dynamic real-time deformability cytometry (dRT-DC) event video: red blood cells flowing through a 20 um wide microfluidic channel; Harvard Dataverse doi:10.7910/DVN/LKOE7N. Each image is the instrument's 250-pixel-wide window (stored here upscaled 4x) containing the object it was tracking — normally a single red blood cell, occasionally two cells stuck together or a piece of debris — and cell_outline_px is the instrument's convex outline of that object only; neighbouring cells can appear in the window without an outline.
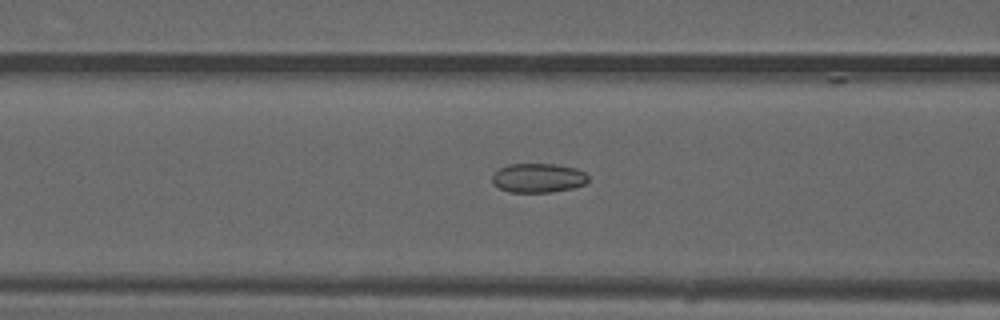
{"species": "common noctule bat (a hibernating species)", "species_latin": "Nyctalus noctula", "temperature_condition": "warm", "stored_images_in_passage": 50, "camera_frame_rate_fps": 3000, "um_per_image_px": 0.085, "animal": {"sex": "male", "forearm_length_mm": 52.5}, "frame": {"image": 1, "passage_image": 20, "time_ms": 6.333, "image_size_px": [1000, 320], "cell_outline_px": [[588, 180], [584, 184], [572, 188], [552, 192], [508, 192], [500, 188], [492, 180], [492, 176], [500, 168], [508, 164], [556, 164], [576, 168], [584, 172], [588, 176]], "centroid_in_image_um": [45.76, 15.12], "position_along_channel_um": 120.8, "area_um2": 16.24}}
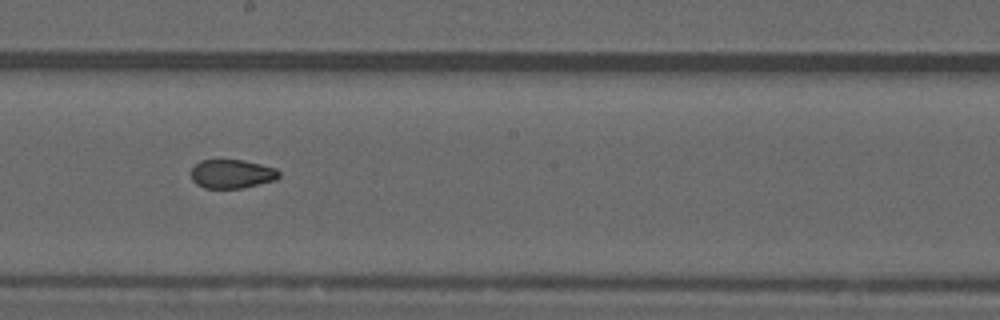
{"frame": {"image": 2, "passage_image": 28, "time_ms": 9.0, "image_size_px": [1000, 320], "cell_outline_px": [[280, 176], [276, 180], [240, 188], [204, 188], [196, 184], [192, 180], [192, 168], [200, 160], [244, 160], [276, 168], [280, 172]], "centroid_in_image_um": [19.72, 14.78], "position_along_channel_um": 228.5, "area_um2": 14.74}}
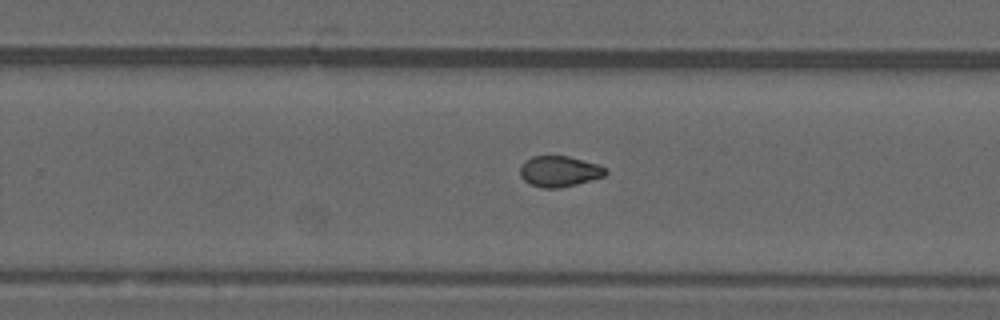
{"frame": {"image": 3, "passage_image": 32, "time_ms": 10.333, "image_size_px": [1000, 320], "cell_outline_px": [[608, 172], [604, 176], [576, 184], [560, 188], [544, 188], [532, 184], [524, 180], [520, 176], [520, 168], [524, 160], [532, 156], [568, 156], [596, 164], [608, 168]], "centroid_in_image_um": [47.54, 14.56], "position_along_channel_um": 282.3, "area_um2": 15.26}, "authors_computed_cell_mechanics": {"area_um2": 15.9817, "velocity_mm_per_s": 4.0378, "shape_relaxation_time_tau1_ms": null, "shape_relaxation_time_tau2_ms": 2.1243, "deformation_change_tau1": null, "deformation_change_tau2": 0.0655}}